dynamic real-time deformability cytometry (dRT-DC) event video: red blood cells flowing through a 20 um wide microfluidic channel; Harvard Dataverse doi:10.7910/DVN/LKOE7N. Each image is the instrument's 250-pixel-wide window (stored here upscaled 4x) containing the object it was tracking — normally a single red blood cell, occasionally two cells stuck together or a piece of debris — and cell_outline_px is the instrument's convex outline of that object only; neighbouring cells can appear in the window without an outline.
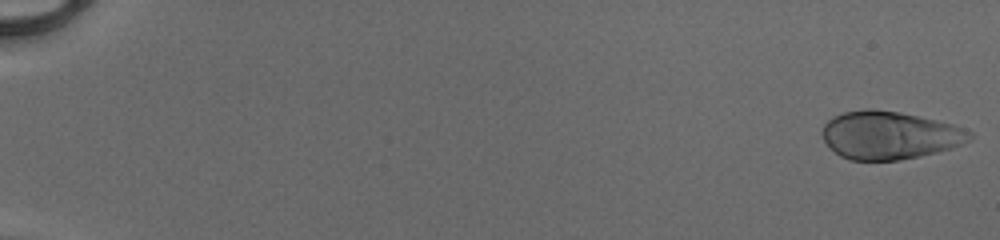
{"species": "human", "species_latin": "Homo sapiens", "temperature_condition": "cold", "stored_images_in_passage": 51, "camera_frame_rate_fps": 3000, "um_per_image_px": 0.085, "donor": {"sex": "male"}, "frame": {"image": 1, "passage_image": 1, "time_ms": 0.0, "image_size_px": [1000, 240], "cell_outline_px": [[972, 140], [952, 148], [920, 156], [900, 160], [852, 160], [840, 156], [824, 140], [824, 124], [832, 116], [844, 112], [864, 108], [872, 108], [900, 112], [936, 120], [952, 124], [972, 132]], "centroid_in_image_um": [75.63, 11.48], "position_along_channel_um": 9.4, "area_um2": 41.1}}
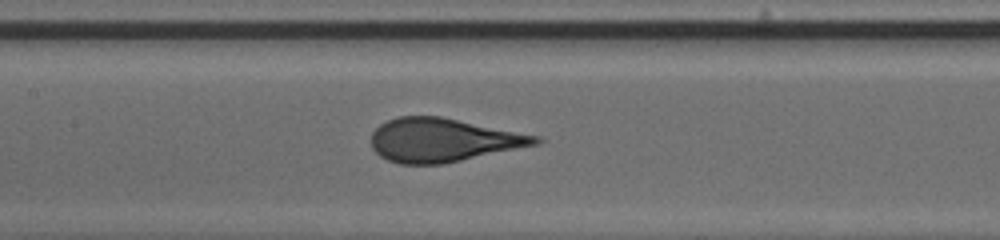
{"frame": {"image": 2, "passage_image": 27, "time_ms": 8.667, "image_size_px": [1000, 240], "cell_outline_px": [[544, 140], [540, 144], [444, 164], [400, 164], [388, 160], [380, 156], [372, 148], [372, 132], [380, 124], [396, 116], [440, 116], [540, 136]], "centroid_in_image_um": [37.67, 11.91], "position_along_channel_um": 169.7, "area_um2": 41.85}}
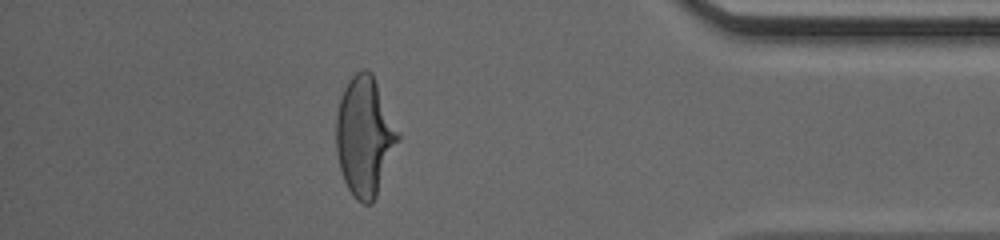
{"frame": {"image": 3, "passage_image": 46, "time_ms": 15.0, "image_size_px": [1000, 240], "cell_outline_px": [[400, 140], [376, 196], [372, 204], [364, 204], [356, 200], [352, 196], [344, 180], [340, 168], [336, 152], [336, 116], [340, 100], [344, 88], [348, 80], [356, 72], [364, 68], [372, 72], [400, 132]], "centroid_in_image_um": [31.0, 11.59], "position_along_channel_um": 404.2, "area_um2": 43.23}, "authors_computed_cell_mechanics": {"area_um2": 41.905, "velocity_mm_per_s": 4.1552, "shape_relaxation_time_tau1_ms": 4.0585, "shape_relaxation_time_tau2_ms": null, "deformation_change_tau1": 0.1955, "deformation_change_tau2": null}}